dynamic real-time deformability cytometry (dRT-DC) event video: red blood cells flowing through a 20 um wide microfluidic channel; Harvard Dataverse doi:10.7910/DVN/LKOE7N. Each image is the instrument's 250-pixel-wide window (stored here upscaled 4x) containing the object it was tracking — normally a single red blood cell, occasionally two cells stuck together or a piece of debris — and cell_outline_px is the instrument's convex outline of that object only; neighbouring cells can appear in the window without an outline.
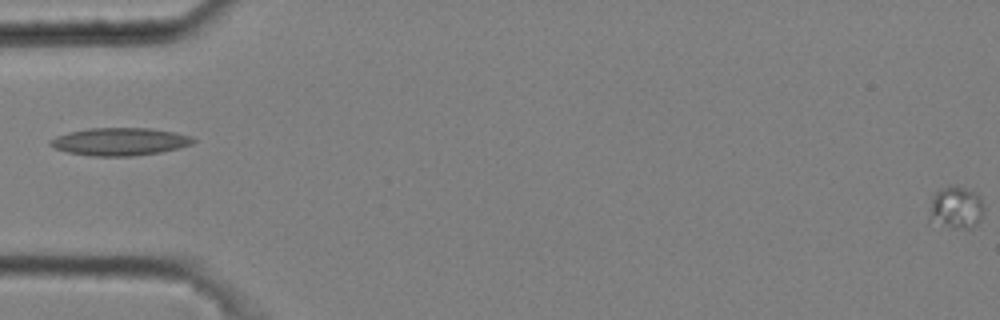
{"species": "common noctule bat (a hibernating species)", "species_latin": "Nyctalus noctula", "temperature_condition": "cold", "stored_images_in_passage": 2, "camera_frame_rate_fps": 3000, "um_per_image_px": 0.085, "animal": {"sex": "male", "body_mass_g": 20.4}, "frame": {"image": 1, "passage_image": 2, "time_ms": 0.333, "image_size_px": [1000, 320], "cell_outline_px": [[984, 212], [980, 220], [972, 228], [956, 228], [928, 220], [928, 216], [932, 196], [936, 192], [948, 184], [964, 188], [976, 192], [980, 196], [984, 208]], "centroid_in_image_um": [81.27, 17.63], "position_along_channel_um": 3.7, "area_um2": 13.58}}